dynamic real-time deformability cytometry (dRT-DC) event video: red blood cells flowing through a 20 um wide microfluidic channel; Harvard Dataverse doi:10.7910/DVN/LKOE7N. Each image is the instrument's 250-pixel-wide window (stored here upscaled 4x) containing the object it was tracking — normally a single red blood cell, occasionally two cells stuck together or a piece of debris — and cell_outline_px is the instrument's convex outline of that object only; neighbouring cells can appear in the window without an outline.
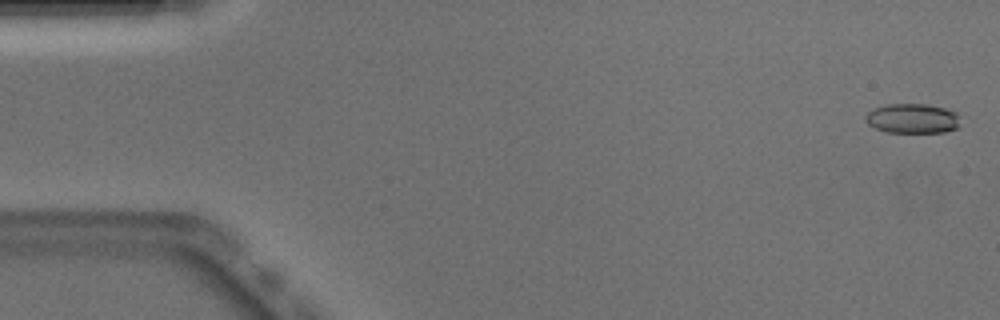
{"species": "Egyptian fruit bat (a non-hibernating species)", "species_latin": "Rousettus aegyptiacus", "temperature_condition": "warm", "stored_images_in_passage": 52, "camera_frame_rate_fps": 3000, "um_per_image_px": 0.085, "animal": {"sex": "male"}, "frame": {"image": 1, "passage_image": 2, "time_ms": 0.333, "image_size_px": [1000, 320], "cell_outline_px": [[960, 116], [956, 128], [944, 132], [884, 132], [868, 124], [864, 120], [864, 116], [868, 112], [876, 108], [888, 104], [928, 104], [944, 108], [956, 112]], "centroid_in_image_um": [77.54, 10.07], "position_along_channel_um": 7.5, "area_um2": 16.36}}
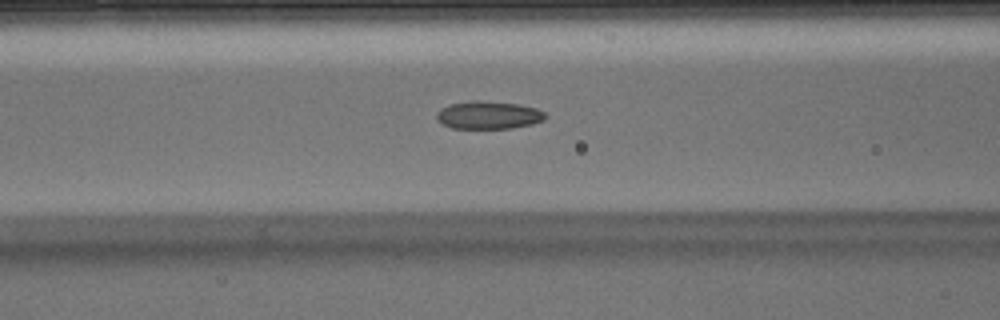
{"frame": {"image": 2, "passage_image": 21, "time_ms": 6.667, "image_size_px": [1000, 320], "cell_outline_px": [[548, 116], [544, 120], [532, 124], [512, 128], [452, 128], [436, 120], [436, 112], [440, 108], [452, 104], [472, 100], [480, 100], [520, 104], [536, 108], [544, 112]], "centroid_in_image_um": [41.53, 9.77], "position_along_channel_um": 125.1, "area_um2": 17.74}}
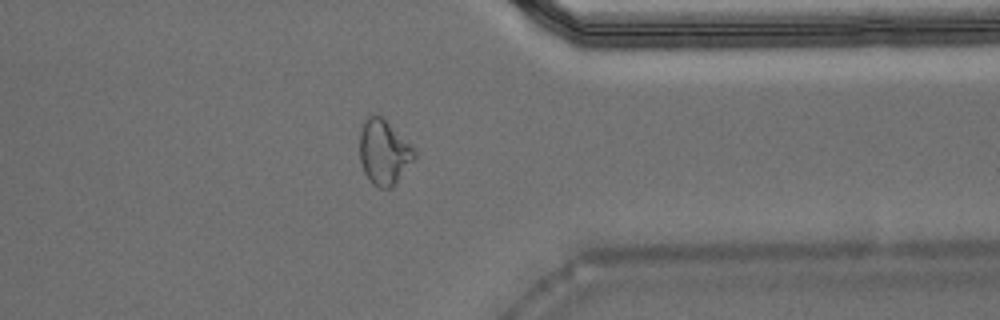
{"frame": {"image": 3, "passage_image": 41, "time_ms": 13.333, "image_size_px": [1000, 320], "cell_outline_px": [[416, 156], [392, 188], [380, 188], [372, 184], [364, 172], [360, 160], [360, 132], [368, 116], [372, 112], [384, 116], [416, 152]], "centroid_in_image_um": [32.61, 12.91], "position_along_channel_um": 378.8, "area_um2": 20.63}, "authors_computed_cell_mechanics": {"area_um2": 17.7157, "velocity_mm_per_s": 3.9325, "shape_relaxation_time_tau1_ms": 6.5791, "shape_relaxation_time_tau2_ms": 1.865, "deformation_change_tau1": 0.1939, "deformation_change_tau2": 0.0848}}